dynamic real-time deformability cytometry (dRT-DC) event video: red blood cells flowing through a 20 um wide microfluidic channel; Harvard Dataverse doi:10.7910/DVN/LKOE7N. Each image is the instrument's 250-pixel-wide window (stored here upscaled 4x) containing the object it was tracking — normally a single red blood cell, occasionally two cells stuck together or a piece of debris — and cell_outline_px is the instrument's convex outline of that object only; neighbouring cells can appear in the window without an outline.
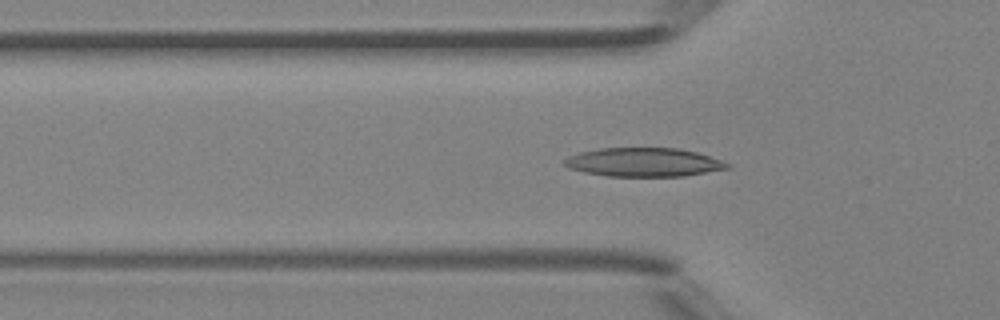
{"species": "Egyptian fruit bat (a non-hibernating species)", "species_latin": "Rousettus aegyptiacus", "temperature_condition": "room temperature", "stored_images_in_passage": 33, "camera_frame_rate_fps": 3000, "um_per_image_px": 0.085, "animal": {"sex": "female"}, "frame": {"image": 1, "passage_image": 5, "time_ms": 1.333, "image_size_px": [1000, 320], "cell_outline_px": [[732, 168], [684, 176], [608, 176], [584, 172], [568, 168], [564, 164], [564, 160], [568, 156], [580, 152], [600, 148], [680, 148], [696, 152], [732, 164]], "centroid_in_image_um": [54.73, 13.79], "position_along_channel_um": 71.1, "area_um2": 27.34}}
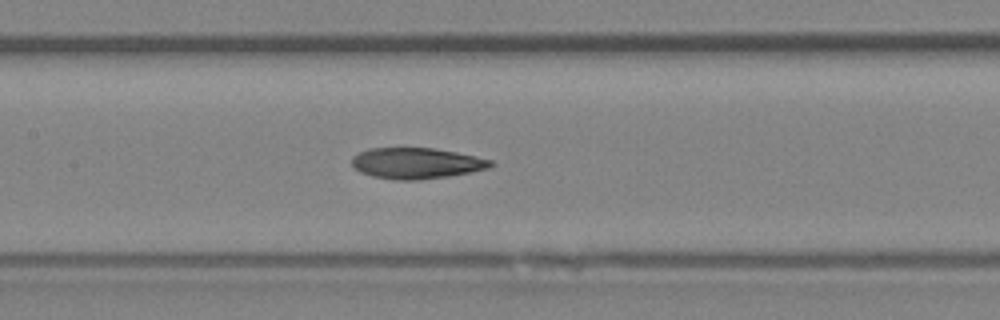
{"frame": {"image": 2, "passage_image": 12, "time_ms": 3.667, "image_size_px": [1000, 320], "cell_outline_px": [[496, 164], [488, 168], [448, 176], [420, 180], [396, 180], [372, 176], [360, 172], [352, 164], [352, 156], [368, 148], [432, 148], [456, 152], [476, 156], [492, 160]], "centroid_in_image_um": [35.39, 13.87], "position_along_channel_um": 172.0, "area_um2": 24.97}}
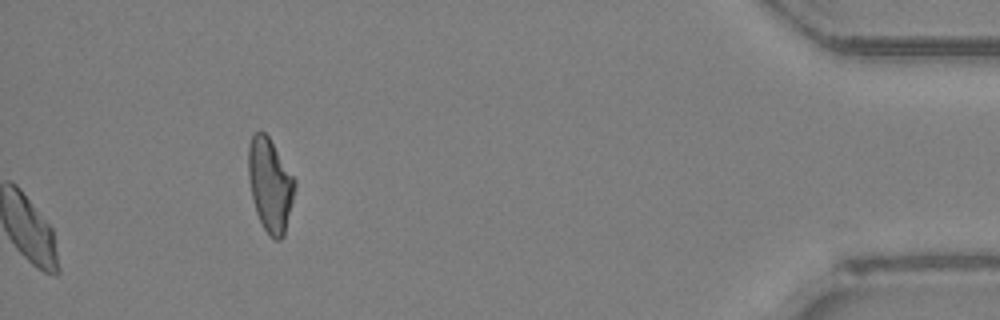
{"frame": {"image": 3, "passage_image": 33, "time_ms": 10.667, "image_size_px": [1000, 320], "cell_outline_px": [[296, 188], [284, 236], [280, 240], [276, 240], [264, 228], [256, 212], [252, 196], [248, 176], [248, 148], [252, 136], [256, 132], [264, 132], [268, 136], [296, 180]], "centroid_in_image_um": [22.97, 15.72], "position_along_channel_um": 412.2, "area_um2": 25.03}, "authors_computed_cell_mechanics": {"area_um2": 24.6806, "velocity_mm_per_s": 4.3326, "shape_relaxation_time_tau1_ms": null, "shape_relaxation_time_tau2_ms": 4.3533, "deformation_change_tau1": null, "deformation_change_tau2": 0.1328}}